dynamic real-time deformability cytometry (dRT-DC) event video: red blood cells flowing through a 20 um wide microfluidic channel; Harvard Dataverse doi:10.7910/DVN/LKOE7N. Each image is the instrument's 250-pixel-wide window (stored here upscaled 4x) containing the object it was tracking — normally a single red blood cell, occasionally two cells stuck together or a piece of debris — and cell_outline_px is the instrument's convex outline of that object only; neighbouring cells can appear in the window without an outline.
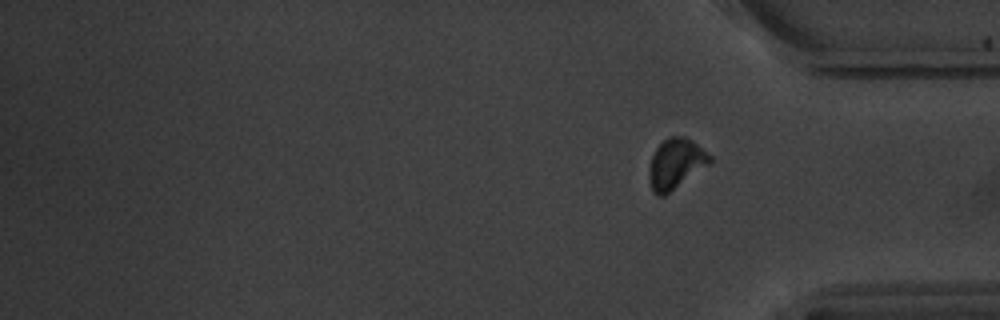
{"species": "common noctule bat (a hibernating species)", "species_latin": "Nyctalus noctula", "temperature_condition": "warm", "stored_images_in_passage": 17, "segment_of_instrument_passage": [2, 2], "camera_frame_rate_fps": 3000, "um_per_image_px": 0.085, "animal": {"sex": "male", "body_mass_g": 20.1, "forearm_length_mm": 53.5}, "frame": {"image": 1, "passage_image": 17, "time_ms": 18.667, "image_size_px": [1000, 320], "cell_outline_px": [[712, 164], [664, 196], [656, 196], [652, 192], [648, 176], [648, 172], [652, 156], [656, 148], [668, 136], [684, 136], [692, 140], [712, 156]], "centroid_in_image_um": [57.46, 13.94], "position_along_channel_um": 377.7, "area_um2": 18.15}}